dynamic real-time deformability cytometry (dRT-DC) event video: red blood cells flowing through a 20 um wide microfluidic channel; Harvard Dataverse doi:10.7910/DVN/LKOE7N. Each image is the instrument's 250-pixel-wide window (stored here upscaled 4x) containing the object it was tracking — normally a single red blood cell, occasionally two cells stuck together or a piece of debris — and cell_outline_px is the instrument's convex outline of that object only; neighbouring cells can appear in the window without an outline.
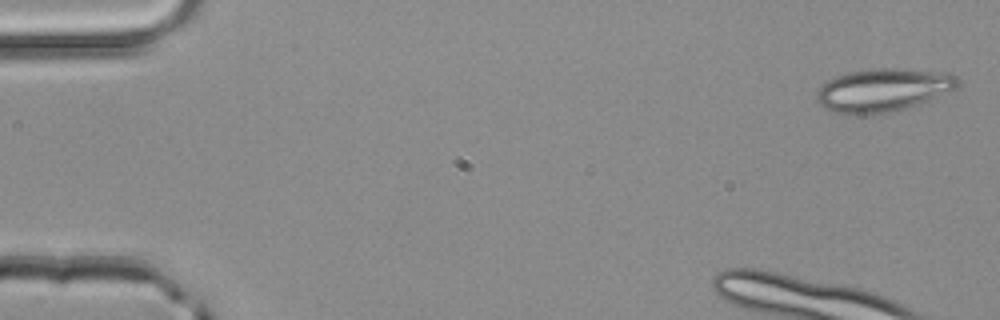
{"species": "common noctule bat (a hibernating species)", "species_latin": "Nyctalus noctula", "temperature_condition": "room temperature", "stored_images_in_passage": 3, "camera_frame_rate_fps": 3000, "um_per_image_px": 0.085, "animal": {"sex": "male", "body_mass_g": 20.4}, "frame": {"image": 1, "passage_image": 1, "time_ms": 0.0, "image_size_px": [1000, 320], "cell_outline_px": [[960, 84], [956, 88], [948, 92], [928, 100], [904, 108], [888, 112], [832, 112], [824, 108], [816, 100], [816, 92], [828, 80], [836, 76], [852, 72], [880, 68], [896, 68], [952, 72], [960, 80]], "centroid_in_image_um": [75.12, 7.61], "position_along_channel_um": 9.9, "area_um2": 34.74}}